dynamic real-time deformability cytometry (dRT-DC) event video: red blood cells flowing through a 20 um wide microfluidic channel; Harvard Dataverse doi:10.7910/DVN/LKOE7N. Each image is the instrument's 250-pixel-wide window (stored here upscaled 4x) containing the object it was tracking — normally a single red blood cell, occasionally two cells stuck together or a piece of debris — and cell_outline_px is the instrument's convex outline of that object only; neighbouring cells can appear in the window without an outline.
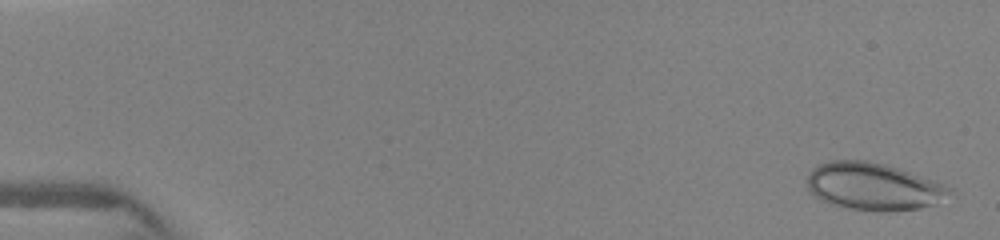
{"species": "human", "species_latin": "Homo sapiens", "temperature_condition": "warm", "stored_images_in_passage": 28, "camera_frame_rate_fps": 3000, "um_per_image_px": 0.085, "donor": {"sex": "female"}, "frame": {"image": 1, "passage_image": 1, "time_ms": 0.0, "image_size_px": [1000, 240], "cell_outline_px": [[956, 196], [936, 204], [920, 208], [888, 212], [876, 212], [848, 208], [832, 204], [820, 200], [808, 188], [808, 172], [812, 168], [820, 164], [832, 160], [868, 160], [884, 164], [932, 180], [952, 188]], "centroid_in_image_um": [74.29, 15.87], "position_along_channel_um": 10.7, "area_um2": 39.59}}